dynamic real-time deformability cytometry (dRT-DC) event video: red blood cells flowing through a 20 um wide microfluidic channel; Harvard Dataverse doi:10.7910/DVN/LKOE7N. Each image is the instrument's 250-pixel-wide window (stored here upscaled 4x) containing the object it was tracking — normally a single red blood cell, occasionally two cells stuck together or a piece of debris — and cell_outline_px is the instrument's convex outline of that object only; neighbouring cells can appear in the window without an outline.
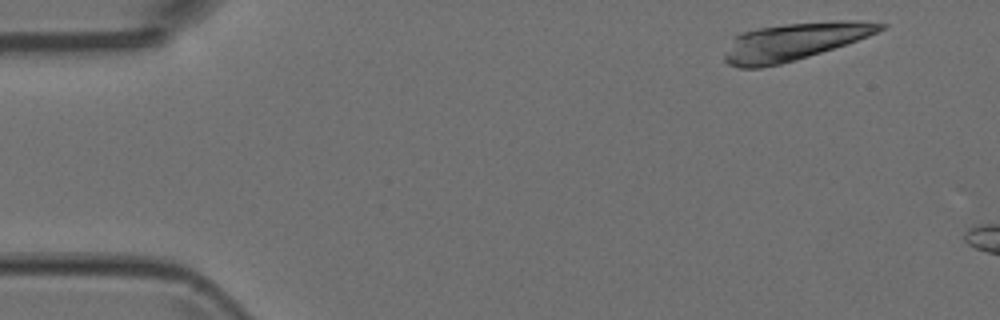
{"species": "Egyptian fruit bat (a non-hibernating species)", "species_latin": "Rousettus aegyptiacus", "temperature_condition": "room temperature", "stored_images_in_passage": 3, "camera_frame_rate_fps": 3000, "um_per_image_px": 0.085, "animal": {"sex": "female"}, "frame": {"image": 1, "passage_image": 1, "time_ms": 0.0, "image_size_px": [1000, 320], "cell_outline_px": [[888, 24], [884, 28], [868, 36], [796, 60], [780, 64], [760, 68], [740, 68], [728, 64], [724, 60], [724, 52], [736, 36], [744, 32], [756, 28], [784, 24], [840, 20], [848, 20]], "centroid_in_image_um": [67.45, 3.54], "position_along_channel_um": 17.5, "area_um2": 33.41}}